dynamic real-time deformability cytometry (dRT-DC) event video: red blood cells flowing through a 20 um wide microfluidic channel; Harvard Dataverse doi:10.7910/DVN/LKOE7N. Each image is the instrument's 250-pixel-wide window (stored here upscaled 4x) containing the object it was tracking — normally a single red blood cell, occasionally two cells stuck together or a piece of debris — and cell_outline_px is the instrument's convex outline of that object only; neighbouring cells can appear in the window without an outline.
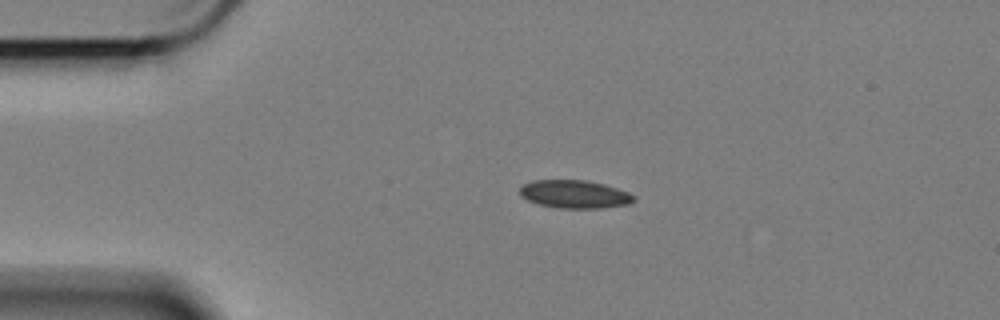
{"species": "Egyptian fruit bat (a non-hibernating species)", "species_latin": "Rousettus aegyptiacus", "temperature_condition": "cold", "stored_images_in_passage": 47, "camera_frame_rate_fps": 3000, "um_per_image_px": 0.085, "animal": {"sex": "female"}, "frame": {"image": 1, "passage_image": 1, "time_ms": 0.0, "image_size_px": [1000, 320], "cell_outline_px": [[636, 200], [628, 204], [600, 208], [556, 208], [540, 204], [528, 200], [520, 196], [520, 188], [524, 184], [532, 180], [584, 180], [604, 184], [628, 192], [636, 196]], "centroid_in_image_um": [48.84, 16.51], "position_along_channel_um": 36.2, "area_um2": 18.61}}
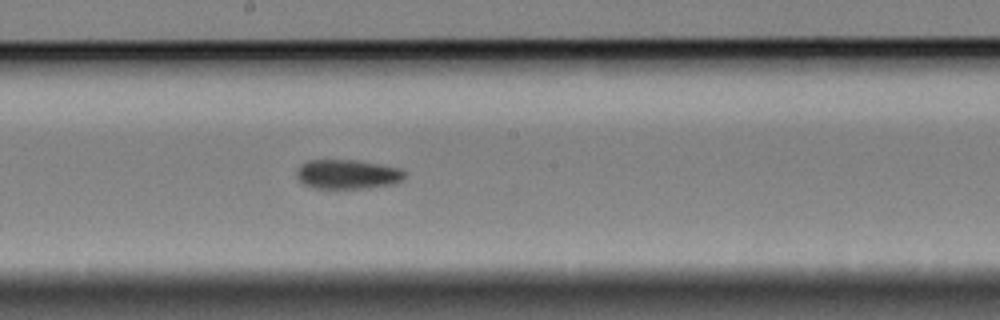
{"frame": {"image": 2, "passage_image": 20, "time_ms": 6.333, "image_size_px": [1000, 320], "cell_outline_px": [[404, 180], [396, 184], [368, 188], [312, 188], [304, 184], [296, 176], [296, 168], [300, 164], [308, 160], [356, 160], [380, 164], [400, 168], [404, 172]], "centroid_in_image_um": [29.53, 14.81], "position_along_channel_um": 218.7, "area_um2": 18.73}}
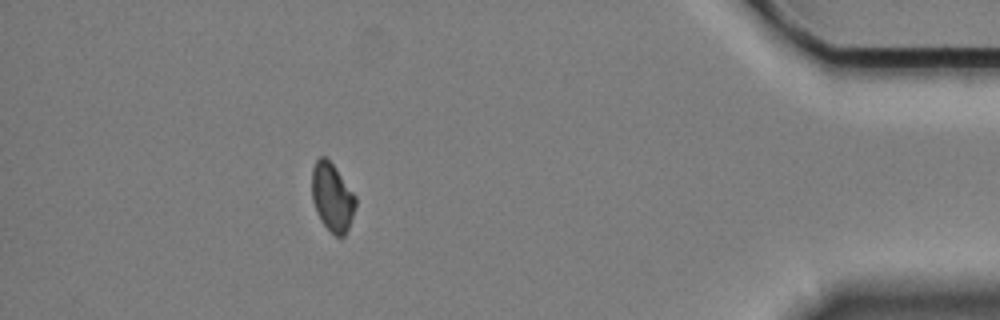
{"frame": {"image": 3, "passage_image": 41, "time_ms": 13.333, "image_size_px": [1000, 320], "cell_outline_px": [[356, 204], [348, 228], [344, 236], [336, 236], [320, 220], [316, 212], [312, 200], [312, 168], [316, 160], [320, 156], [324, 156], [336, 168], [356, 196]], "centroid_in_image_um": [28.22, 16.75], "position_along_channel_um": 407.0, "area_um2": 17.22}, "authors_computed_cell_mechanics": {"area_um2": 18.5538, "velocity_mm_per_s": 3.3839, "shape_relaxation_time_tau1_ms": 5.9251, "shape_relaxation_time_tau2_ms": null, "deformation_change_tau1": 0.0795, "deformation_change_tau2": null}}